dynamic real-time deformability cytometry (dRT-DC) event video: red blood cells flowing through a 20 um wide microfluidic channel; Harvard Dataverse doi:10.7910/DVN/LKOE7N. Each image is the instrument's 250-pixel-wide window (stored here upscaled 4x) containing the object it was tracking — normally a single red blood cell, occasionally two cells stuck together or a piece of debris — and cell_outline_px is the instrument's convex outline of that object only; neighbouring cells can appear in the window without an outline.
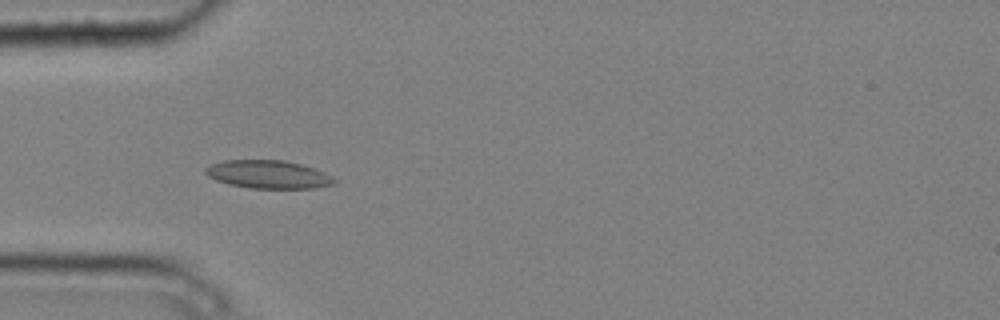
{"species": "common noctule bat (a hibernating species)", "species_latin": "Nyctalus noctula", "temperature_condition": "cold", "stored_images_in_passage": 4, "camera_frame_rate_fps": 3000, "um_per_image_px": 0.085, "animal": {"sex": "male", "body_mass_g": 20.4}, "frame": {"image": 1, "passage_image": 3, "time_ms": 0.667, "image_size_px": [1000, 320], "cell_outline_px": [[336, 184], [316, 188], [252, 188], [228, 184], [216, 180], [208, 176], [204, 172], [204, 168], [212, 164], [224, 160], [284, 160], [316, 168], [332, 176], [336, 180]], "centroid_in_image_um": [22.82, 14.82], "position_along_channel_um": 62.2, "area_um2": 21.21}}
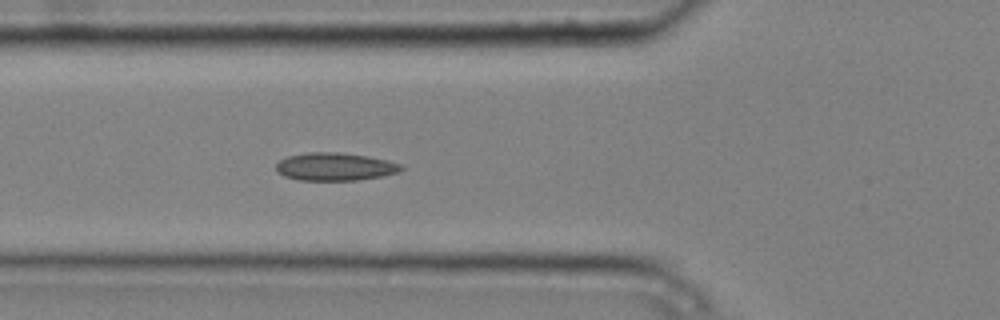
{"frame": {"image": 2, "passage_image": 4, "time_ms": 1.0, "image_size_px": [1000, 320], "cell_outline_px": [[404, 168], [400, 172], [380, 176], [356, 180], [296, 180], [284, 176], [276, 172], [276, 164], [280, 160], [288, 156], [308, 152], [340, 152], [368, 156], [388, 160], [400, 164]], "centroid_in_image_um": [28.46, 14.16], "position_along_channel_um": 97.3, "area_um2": 20.4}}